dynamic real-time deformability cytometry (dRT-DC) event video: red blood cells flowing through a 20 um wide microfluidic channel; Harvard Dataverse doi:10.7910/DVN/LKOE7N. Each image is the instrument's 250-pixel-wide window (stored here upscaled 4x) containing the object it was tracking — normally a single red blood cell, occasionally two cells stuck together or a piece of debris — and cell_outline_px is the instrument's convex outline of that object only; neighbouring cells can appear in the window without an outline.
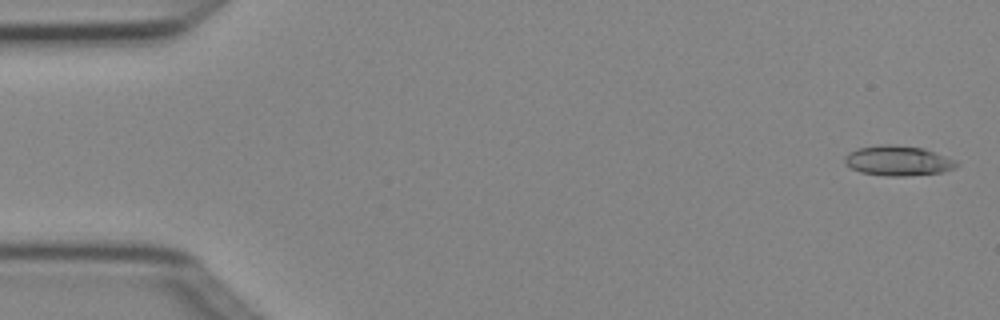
{"species": "Egyptian fruit bat (a non-hibernating species)", "species_latin": "Rousettus aegyptiacus", "temperature_condition": "cold", "stored_images_in_passage": 7, "camera_frame_rate_fps": 3000, "um_per_image_px": 0.085, "animal": {"sex": "female"}, "frame": {"image": 1, "passage_image": 1, "time_ms": 0.0, "image_size_px": [1000, 320], "cell_outline_px": [[960, 164], [956, 168], [944, 172], [904, 176], [888, 176], [860, 172], [844, 164], [844, 156], [848, 152], [856, 148], [880, 144], [892, 144], [924, 148], [956, 160]], "centroid_in_image_um": [76.33, 13.65], "position_along_channel_um": 8.7, "area_um2": 19.83}}
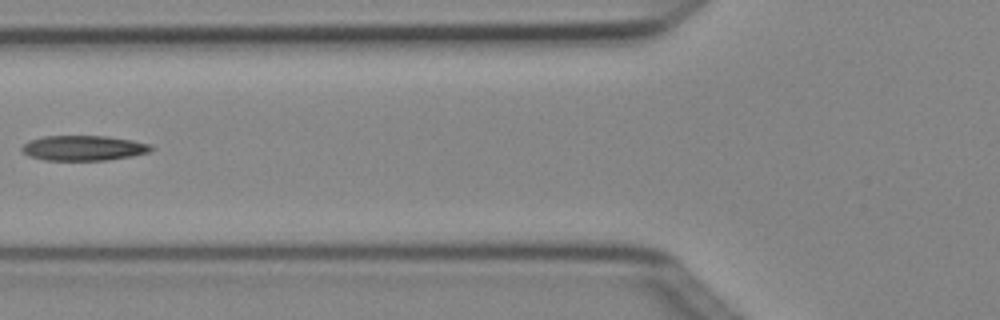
{"frame": {"image": 2, "passage_image": 6, "time_ms": 1.667, "image_size_px": [1000, 320], "cell_outline_px": [[156, 148], [148, 152], [132, 156], [108, 160], [44, 160], [28, 156], [20, 148], [28, 140], [44, 136], [108, 136], [132, 140], [152, 144]], "centroid_in_image_um": [7.12, 12.58], "position_along_channel_um": 118.7, "area_um2": 19.07}}
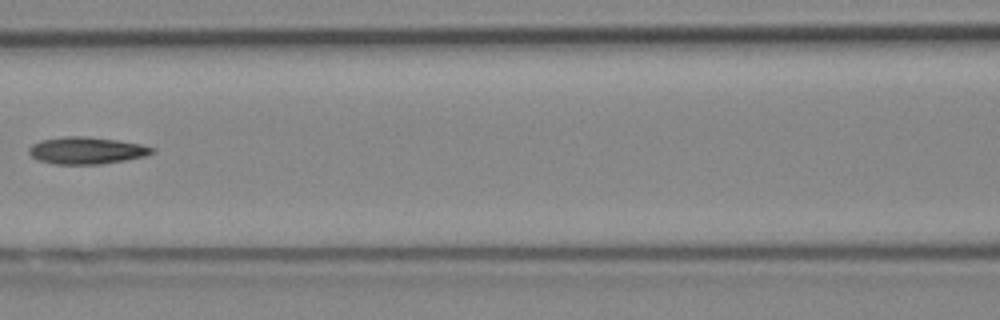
{"frame": {"image": 3, "passage_image": 7, "time_ms": 2.0, "image_size_px": [1000, 320], "cell_outline_px": [[156, 152], [144, 156], [124, 160], [100, 164], [52, 164], [36, 160], [28, 152], [28, 148], [32, 144], [40, 140], [64, 136], [88, 136], [116, 140], [140, 144], [156, 148]], "centroid_in_image_um": [7.32, 12.79], "position_along_channel_um": 159.3, "area_um2": 19.54}}